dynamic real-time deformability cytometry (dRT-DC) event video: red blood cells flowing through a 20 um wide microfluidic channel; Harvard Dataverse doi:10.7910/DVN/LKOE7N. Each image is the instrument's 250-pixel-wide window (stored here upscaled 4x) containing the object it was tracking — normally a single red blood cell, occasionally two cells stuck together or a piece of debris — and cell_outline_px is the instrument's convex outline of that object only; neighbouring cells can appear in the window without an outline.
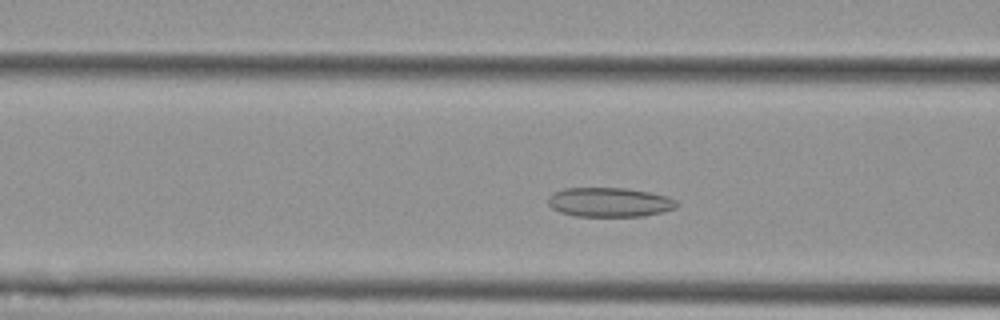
{"species": "Egyptian fruit bat (a non-hibernating species)", "species_latin": "Rousettus aegyptiacus", "temperature_condition": "cold", "stored_images_in_passage": 41, "camera_frame_rate_fps": 3000, "um_per_image_px": 0.085, "animal": {"sex": "female"}, "frame": {"image": 1, "passage_image": 13, "time_ms": 4.0, "image_size_px": [1000, 320], "cell_outline_px": [[680, 204], [676, 208], [664, 212], [644, 216], [572, 216], [560, 212], [552, 208], [548, 204], [548, 196], [552, 192], [564, 188], [624, 188], [648, 192], [668, 196], [676, 200]], "centroid_in_image_um": [51.81, 17.19], "position_along_channel_um": 114.8, "area_um2": 22.25}}
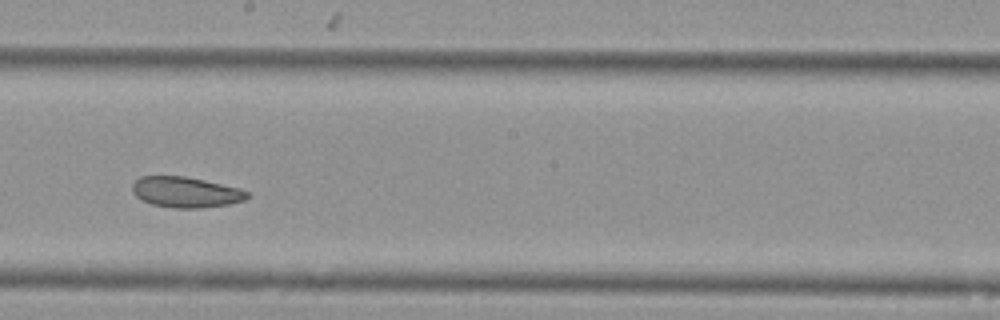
{"frame": {"image": 2, "passage_image": 23, "time_ms": 7.333, "image_size_px": [1000, 320], "cell_outline_px": [[248, 196], [244, 200], [228, 204], [200, 208], [176, 208], [152, 204], [140, 200], [132, 192], [132, 184], [140, 176], [184, 176], [204, 180], [240, 188], [248, 192]], "centroid_in_image_um": [15.76, 16.33], "position_along_channel_um": 232.4, "area_um2": 20.46}}
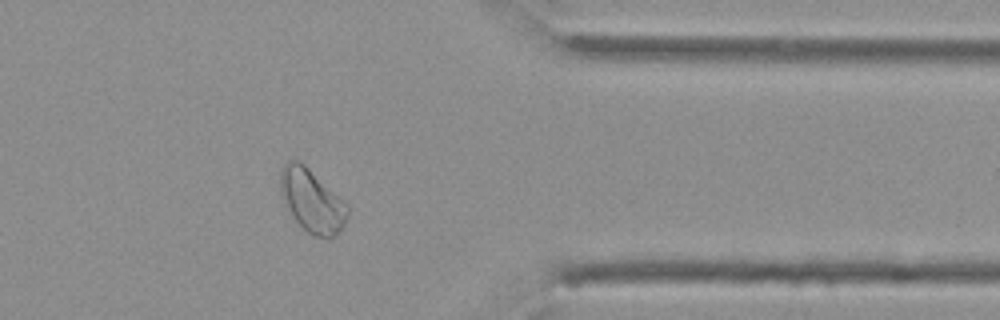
{"frame": {"image": 3, "passage_image": 37, "time_ms": 12.0, "image_size_px": [1000, 320], "cell_outline_px": [[348, 216], [344, 224], [328, 240], [316, 236], [308, 232], [296, 220], [288, 208], [280, 192], [280, 168], [292, 156], [300, 160], [348, 204]], "centroid_in_image_um": [26.5, 17.0], "position_along_channel_um": 384.9, "area_um2": 24.57}, "authors_computed_cell_mechanics": {"area_um2": 22.253, "velocity_mm_per_s": 3.5489, "shape_relaxation_time_tau1_ms": null, "shape_relaxation_time_tau2_ms": 4.5912, "deformation_change_tau1": null, "deformation_change_tau2": 0.1003}}